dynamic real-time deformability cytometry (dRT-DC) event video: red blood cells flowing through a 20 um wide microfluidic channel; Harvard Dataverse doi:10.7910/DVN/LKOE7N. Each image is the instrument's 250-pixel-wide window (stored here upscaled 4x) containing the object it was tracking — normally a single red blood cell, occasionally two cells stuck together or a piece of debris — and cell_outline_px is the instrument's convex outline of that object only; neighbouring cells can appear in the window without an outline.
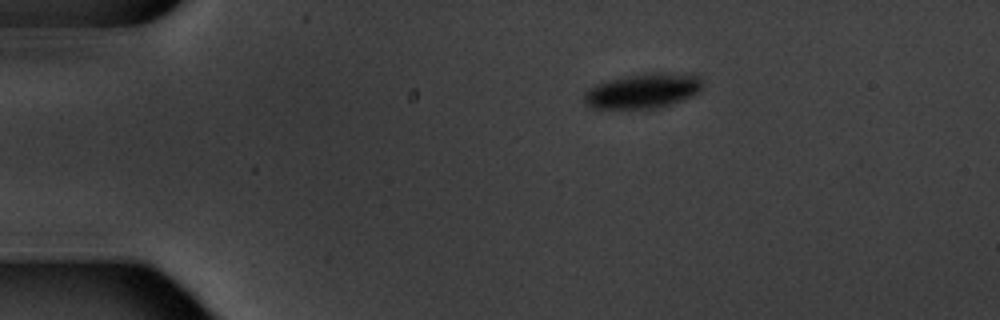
{"species": "common noctule bat (a hibernating species)", "species_latin": "Nyctalus noctula", "temperature_condition": "warm", "stored_images_in_passage": 3, "camera_frame_rate_fps": 3000, "um_per_image_px": 0.085, "animal": {"sex": "male", "body_mass_g": 20.1, "forearm_length_mm": 53.5}, "frame": {"image": 1, "passage_image": 1, "time_ms": 0.0, "image_size_px": [1000, 320], "cell_outline_px": [[700, 92], [692, 96], [660, 108], [592, 108], [584, 104], [584, 96], [596, 84], [644, 72], [700, 72]], "centroid_in_image_um": [54.75, 7.69], "position_along_channel_um": 30.2, "area_um2": 24.22}}